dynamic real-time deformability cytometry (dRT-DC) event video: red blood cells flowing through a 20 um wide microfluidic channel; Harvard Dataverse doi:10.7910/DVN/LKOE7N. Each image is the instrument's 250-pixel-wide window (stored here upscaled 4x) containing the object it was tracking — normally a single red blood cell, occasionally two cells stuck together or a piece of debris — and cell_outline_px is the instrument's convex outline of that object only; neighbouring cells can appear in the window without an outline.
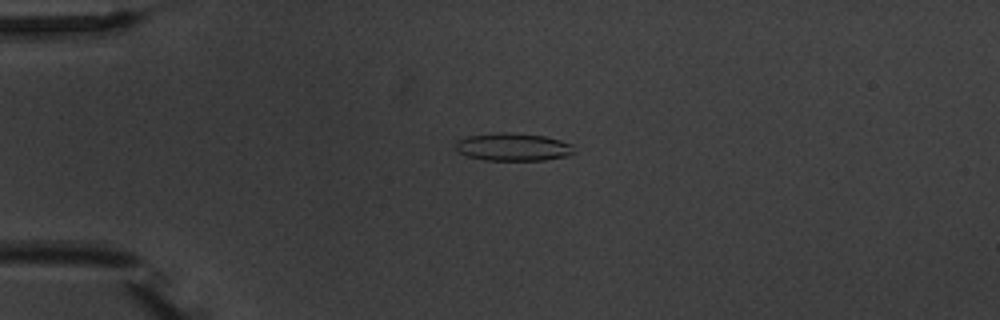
{"species": "common noctule bat (a hibernating species)", "species_latin": "Nyctalus noctula", "temperature_condition": "warm", "stored_images_in_passage": 5, "camera_frame_rate_fps": 3000, "um_per_image_px": 0.085, "animal": {"sex": "male", "body_mass_g": 20.1, "forearm_length_mm": 53.5}, "frame": {"image": 1, "passage_image": 4, "time_ms": 3.667, "image_size_px": [1000, 320], "cell_outline_px": [[576, 152], [572, 156], [544, 160], [484, 160], [468, 156], [460, 152], [456, 148], [456, 140], [468, 136], [504, 132], [512, 132], [544, 136], [560, 140], [572, 144]], "centroid_in_image_um": [43.68, 12.5], "position_along_channel_um": 41.3, "area_um2": 19.31}}